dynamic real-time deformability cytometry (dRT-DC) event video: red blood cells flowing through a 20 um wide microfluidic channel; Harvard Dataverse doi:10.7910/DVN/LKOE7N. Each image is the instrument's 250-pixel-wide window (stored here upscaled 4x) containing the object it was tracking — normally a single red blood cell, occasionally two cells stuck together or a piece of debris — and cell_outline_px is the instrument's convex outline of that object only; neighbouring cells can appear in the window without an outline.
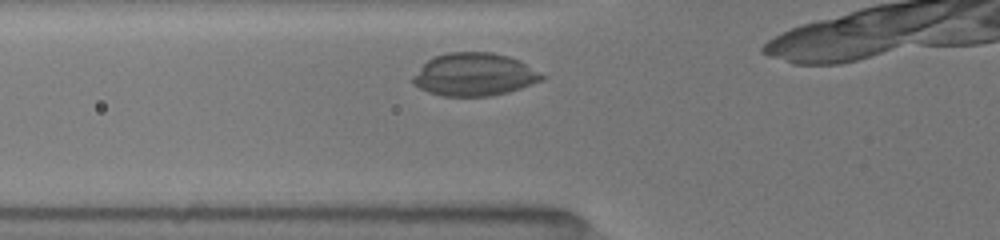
{"species": "common noctule bat (a hibernating species)", "species_latin": "Nyctalus noctula", "temperature_condition": "room temperature", "stored_images_in_passage": 11, "camera_frame_rate_fps": 3000, "um_per_image_px": 0.085, "animal": {"sex": "female", "body_mass_g": 19.5, "forearm_length_mm": 54.1}, "frame": {"image": 1, "passage_image": 4, "time_ms": 1.0, "image_size_px": [1000, 240], "cell_outline_px": [[548, 76], [544, 80], [508, 92], [492, 96], [440, 96], [428, 92], [412, 84], [412, 76], [428, 60], [436, 56], [448, 52], [492, 52], [508, 56], [520, 60]], "centroid_in_image_um": [40.35, 6.34], "position_along_channel_um": 85.5, "area_um2": 32.43}}
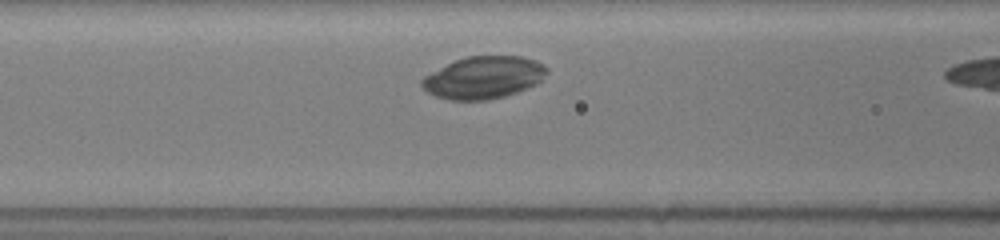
{"frame": {"image": 2, "passage_image": 7, "time_ms": 2.0, "image_size_px": [1000, 240], "cell_outline_px": [[548, 72], [536, 84], [528, 88], [504, 96], [488, 100], [448, 100], [436, 96], [428, 92], [420, 84], [420, 80], [424, 76], [464, 56], [520, 56], [536, 60], [544, 64], [548, 68]], "centroid_in_image_um": [41.12, 6.59], "position_along_channel_um": 125.5, "area_um2": 30.75}}
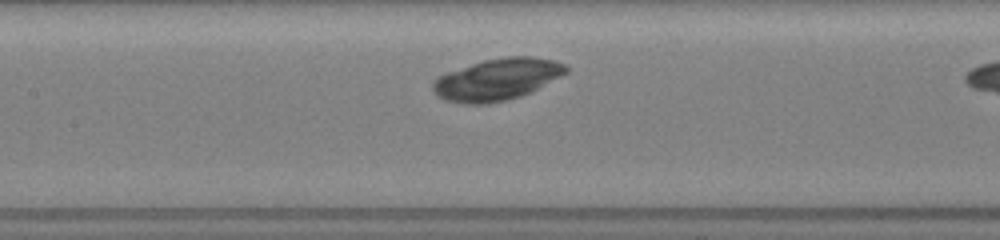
{"frame": {"image": 3, "passage_image": 10, "time_ms": 3.0, "image_size_px": [1000, 240], "cell_outline_px": [[568, 72], [520, 96], [508, 100], [488, 104], [464, 104], [444, 100], [436, 96], [432, 92], [432, 80], [436, 76], [484, 60], [504, 56], [532, 56], [556, 60], [564, 64], [568, 68]], "centroid_in_image_um": [42.2, 6.75], "position_along_channel_um": 165.2, "area_um2": 32.43}}